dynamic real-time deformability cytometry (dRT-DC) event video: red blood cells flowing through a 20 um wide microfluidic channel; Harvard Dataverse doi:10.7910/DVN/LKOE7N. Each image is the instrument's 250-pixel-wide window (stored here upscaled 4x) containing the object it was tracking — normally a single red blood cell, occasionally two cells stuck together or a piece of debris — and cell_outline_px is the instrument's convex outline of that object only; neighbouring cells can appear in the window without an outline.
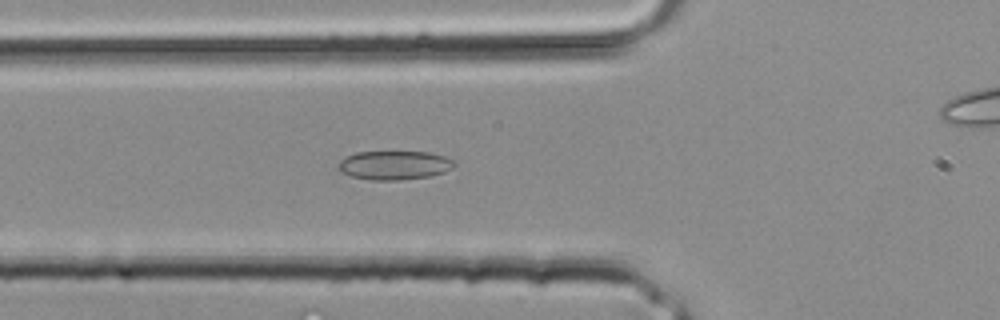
{"species": "common noctule bat (a hibernating species)", "species_latin": "Nyctalus noctula", "temperature_condition": "room temperature", "stored_images_in_passage": 29, "camera_frame_rate_fps": 3000, "um_per_image_px": 0.085, "animal": {"sex": "male", "body_mass_g": 20.4}, "frame": {"image": 1, "passage_image": 7, "time_ms": 2.0, "image_size_px": [1000, 320], "cell_outline_px": [[456, 164], [452, 168], [444, 172], [428, 176], [400, 180], [372, 180], [352, 176], [340, 172], [336, 168], [340, 160], [356, 152], [428, 152], [444, 156], [452, 160]], "centroid_in_image_um": [33.49, 14.04], "position_along_channel_um": 92.3, "area_um2": 19.42}}
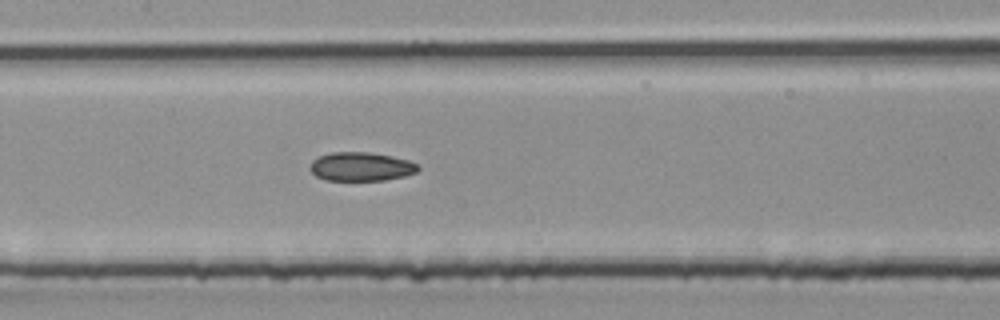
{"frame": {"image": 2, "passage_image": 11, "time_ms": 3.333, "image_size_px": [1000, 320], "cell_outline_px": [[420, 168], [416, 172], [404, 176], [384, 180], [324, 180], [316, 176], [308, 168], [312, 160], [320, 156], [332, 152], [368, 152], [392, 156], [408, 160], [416, 164]], "centroid_in_image_um": [30.66, 14.16], "position_along_channel_um": 176.7, "area_um2": 18.09}}
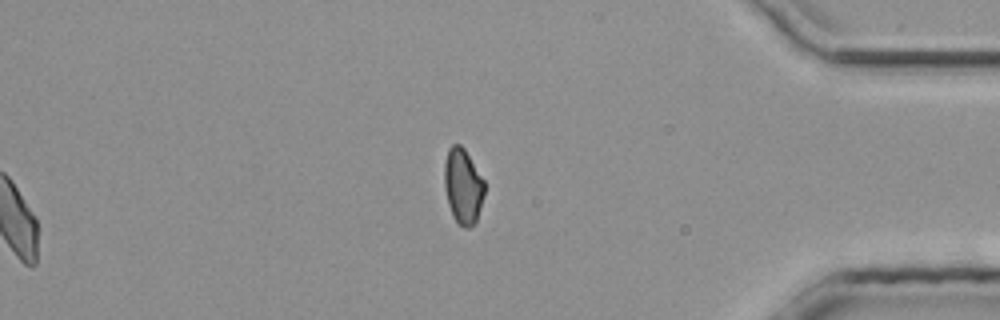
{"frame": {"image": 3, "passage_image": 23, "time_ms": 7.333, "image_size_px": [1000, 320], "cell_outline_px": [[484, 192], [476, 220], [468, 228], [464, 228], [452, 216], [448, 204], [444, 188], [444, 164], [448, 148], [452, 144], [460, 144], [464, 148], [484, 180]], "centroid_in_image_um": [39.32, 15.79], "position_along_channel_um": 395.9, "area_um2": 17.46}}